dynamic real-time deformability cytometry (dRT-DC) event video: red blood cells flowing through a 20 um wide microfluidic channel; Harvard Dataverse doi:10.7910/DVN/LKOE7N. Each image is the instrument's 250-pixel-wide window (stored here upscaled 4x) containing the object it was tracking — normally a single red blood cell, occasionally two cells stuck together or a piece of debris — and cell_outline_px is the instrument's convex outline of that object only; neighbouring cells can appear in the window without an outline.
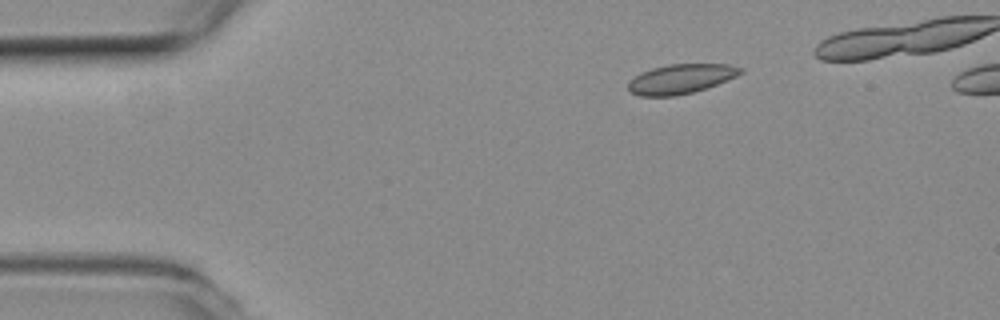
{"species": "common noctule bat (a hibernating species)", "species_latin": "Nyctalus noctula", "temperature_condition": "room temperature", "stored_images_in_passage": 7, "segment_of_instrument_passage": [1, 2], "camera_frame_rate_fps": 3000, "um_per_image_px": 0.085, "animal": {"sex": "female", "body_mass_g": 19.3, "forearm_length_mm": 54.1}, "frame": {"image": 1, "passage_image": 3, "time_ms": 0.667, "image_size_px": [1000, 320], "cell_outline_px": [[744, 72], [736, 76], [716, 84], [692, 92], [676, 96], [640, 96], [632, 92], [628, 88], [628, 80], [640, 72], [652, 68], [668, 64], [728, 64], [744, 68]], "centroid_in_image_um": [57.85, 6.69], "position_along_channel_um": 27.2, "area_um2": 19.31}}
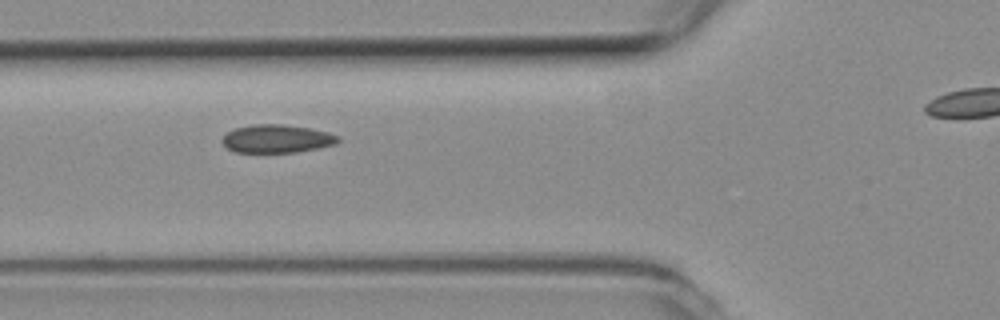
{"frame": {"image": 2, "passage_image": 5, "time_ms": 1.333, "image_size_px": [1000, 320], "cell_outline_px": [[340, 140], [336, 144], [296, 152], [236, 152], [228, 148], [220, 140], [228, 132], [236, 128], [256, 124], [284, 124], [308, 128], [328, 132], [340, 136]], "centroid_in_image_um": [23.55, 11.79], "position_along_channel_um": 102.3, "area_um2": 18.84}}
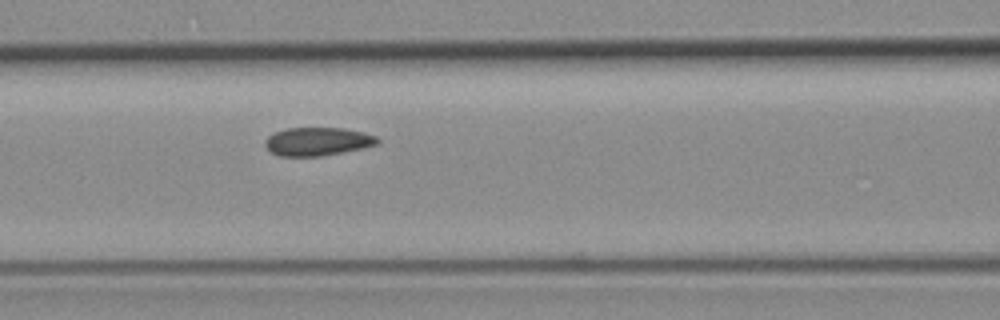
{"frame": {"image": 3, "passage_image": 6, "time_ms": 1.667, "image_size_px": [1000, 320], "cell_outline_px": [[380, 144], [364, 148], [344, 152], [320, 156], [280, 156], [272, 152], [264, 144], [264, 140], [268, 136], [276, 132], [288, 128], [344, 128], [364, 132], [376, 136], [380, 140]], "centroid_in_image_um": [27.04, 12.03], "position_along_channel_um": 139.6, "area_um2": 18.61}}